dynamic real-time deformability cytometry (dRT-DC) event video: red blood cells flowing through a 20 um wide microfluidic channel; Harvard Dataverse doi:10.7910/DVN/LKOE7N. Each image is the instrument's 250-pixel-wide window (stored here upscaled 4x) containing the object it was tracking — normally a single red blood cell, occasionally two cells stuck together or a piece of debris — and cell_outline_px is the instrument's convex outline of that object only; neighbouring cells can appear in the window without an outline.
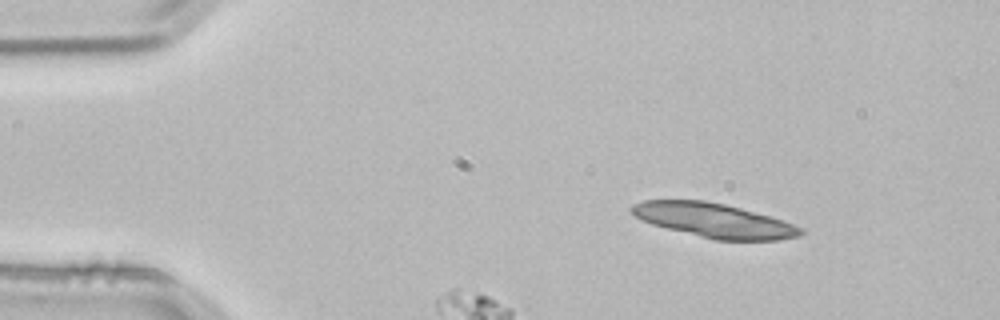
{"species": "common noctule bat (a hibernating species)", "species_latin": "Nyctalus noctula", "temperature_condition": "room temperature", "stored_images_in_passage": 2, "camera_frame_rate_fps": 3000, "um_per_image_px": 0.085, "animal": {"sex": "male", "body_mass_g": 21.5, "forearm_length_mm": 52.0}, "frame": {"image": 1, "passage_image": 1, "time_ms": 0.0, "image_size_px": [1000, 320], "cell_outline_px": [[804, 232], [800, 236], [780, 240], [712, 240], [652, 224], [636, 216], [628, 208], [632, 204], [644, 200], [704, 200], [724, 204], [772, 216], [784, 220], [804, 228]], "centroid_in_image_um": [60.74, 18.74], "position_along_channel_um": 24.3, "area_um2": 33.87}}